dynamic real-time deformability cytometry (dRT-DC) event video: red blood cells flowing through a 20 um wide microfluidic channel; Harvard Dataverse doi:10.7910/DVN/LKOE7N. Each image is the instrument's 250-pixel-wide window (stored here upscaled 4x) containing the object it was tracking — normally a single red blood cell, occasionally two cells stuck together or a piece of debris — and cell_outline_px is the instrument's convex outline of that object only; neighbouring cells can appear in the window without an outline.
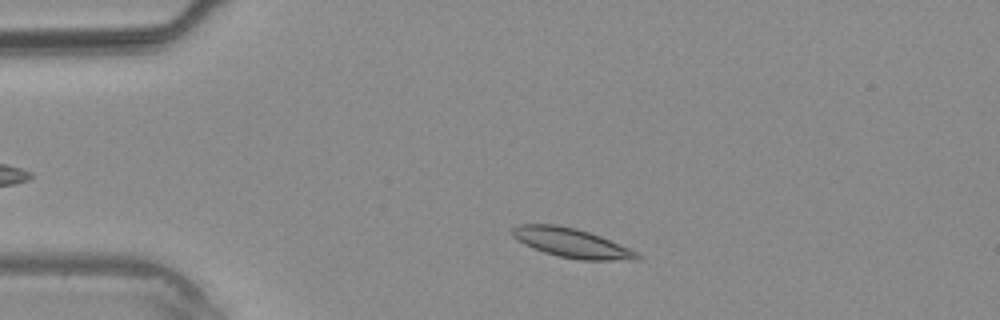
{"species": "common noctule bat (a hibernating species)", "species_latin": "Nyctalus noctula", "temperature_condition": "warm", "stored_images_in_passage": 34, "camera_frame_rate_fps": 3000, "um_per_image_px": 0.085, "animal": {"sex": "male", "body_mass_g": 20.4}, "frame": {"image": 1, "passage_image": 4, "time_ms": 1.0, "image_size_px": [1000, 320], "cell_outline_px": [[644, 256], [640, 260], [580, 260], [560, 256], [544, 252], [524, 244], [516, 240], [512, 236], [512, 228], [520, 224], [556, 224], [576, 228], [600, 236], [620, 244]], "centroid_in_image_um": [48.6, 20.65], "position_along_channel_um": 36.4, "area_um2": 21.27}}
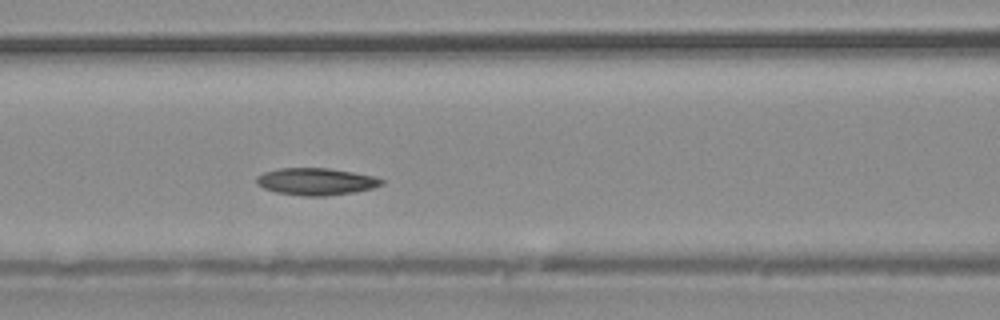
{"frame": {"image": 2, "passage_image": 12, "time_ms": 3.667, "image_size_px": [1000, 320], "cell_outline_px": [[384, 184], [372, 188], [356, 192], [324, 196], [304, 196], [276, 192], [264, 188], [256, 184], [256, 176], [264, 172], [280, 168], [328, 168], [352, 172], [372, 176], [384, 180]], "centroid_in_image_um": [26.85, 15.43], "position_along_channel_um": 139.8, "area_um2": 19.71}}
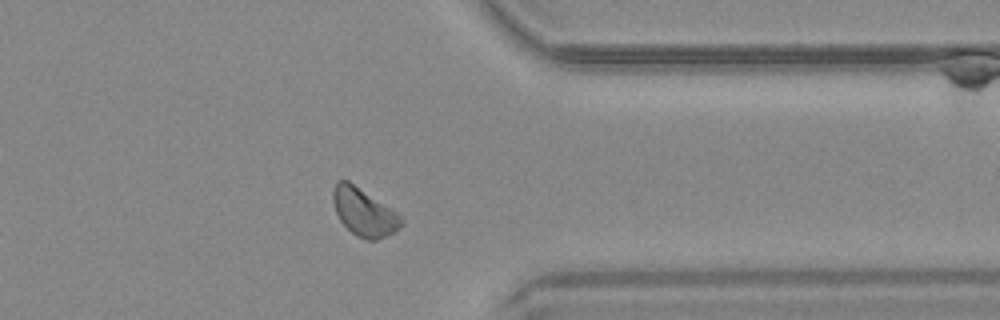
{"frame": {"image": 3, "passage_image": 26, "time_ms": 8.333, "image_size_px": [1000, 320], "cell_outline_px": [[404, 224], [400, 228], [376, 240], [364, 240], [356, 236], [340, 220], [336, 212], [332, 200], [332, 192], [336, 180], [348, 180], [396, 212], [404, 220]], "centroid_in_image_um": [30.92, 18.03], "position_along_channel_um": 380.5, "area_um2": 18.79}}